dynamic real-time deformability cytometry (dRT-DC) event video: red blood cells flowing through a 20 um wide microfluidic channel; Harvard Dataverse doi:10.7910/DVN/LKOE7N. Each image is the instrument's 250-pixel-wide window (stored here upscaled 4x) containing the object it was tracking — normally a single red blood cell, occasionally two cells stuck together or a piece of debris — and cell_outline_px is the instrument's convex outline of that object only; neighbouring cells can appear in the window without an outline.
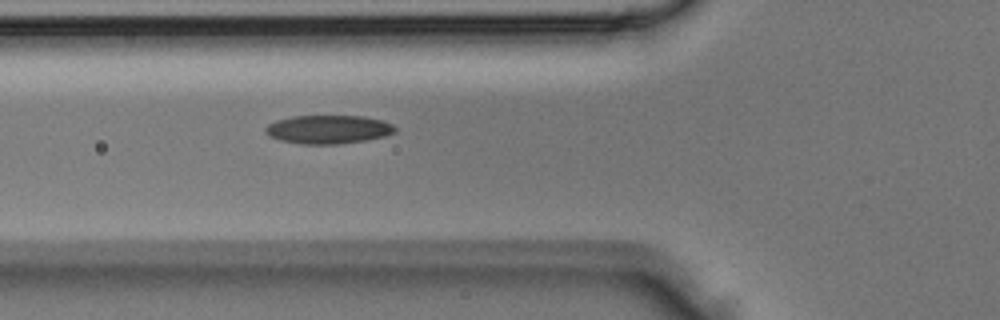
{"species": "Egyptian fruit bat (a non-hibernating species)", "species_latin": "Rousettus aegyptiacus", "temperature_condition": "room temperature", "stored_images_in_passage": 3, "segment_of_instrument_passage": [1, 2], "camera_frame_rate_fps": 3000, "um_per_image_px": 0.085, "animal": {"sex": "male"}, "frame": {"image": 1, "passage_image": 2, "time_ms": 0.333, "image_size_px": [1000, 320], "cell_outline_px": [[396, 132], [384, 136], [364, 140], [340, 144], [300, 144], [280, 140], [268, 136], [264, 132], [264, 128], [268, 124], [276, 120], [292, 116], [364, 116], [384, 120], [392, 124], [396, 128]], "centroid_in_image_um": [27.88, 10.99], "position_along_channel_um": 97.9, "area_um2": 21.73}}